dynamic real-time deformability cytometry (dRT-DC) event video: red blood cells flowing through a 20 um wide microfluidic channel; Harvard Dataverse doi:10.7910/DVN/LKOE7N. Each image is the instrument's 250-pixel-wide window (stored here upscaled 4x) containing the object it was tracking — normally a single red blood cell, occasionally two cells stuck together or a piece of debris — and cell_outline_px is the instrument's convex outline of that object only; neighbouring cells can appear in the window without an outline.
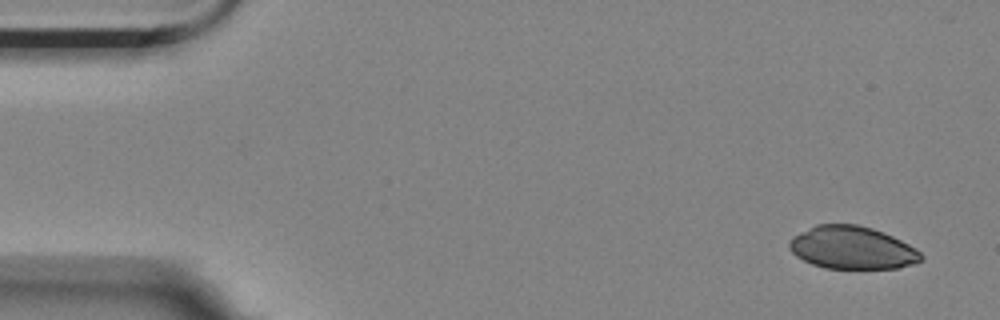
{"species": "Egyptian fruit bat (a non-hibernating species)", "species_latin": "Rousettus aegyptiacus", "temperature_condition": "room temperature", "stored_images_in_passage": 43, "camera_frame_rate_fps": 3000, "um_per_image_px": 0.085, "animal": {"sex": "female"}, "frame": {"image": 1, "passage_image": 1, "time_ms": 0.0, "image_size_px": [1000, 320], "cell_outline_px": [[924, 260], [916, 264], [900, 268], [824, 268], [812, 264], [796, 256], [788, 248], [788, 240], [792, 236], [816, 224], [856, 224], [872, 228], [884, 232], [916, 248], [924, 256]], "centroid_in_image_um": [72.44, 21.06], "position_along_channel_um": 12.6, "area_um2": 33.12}}